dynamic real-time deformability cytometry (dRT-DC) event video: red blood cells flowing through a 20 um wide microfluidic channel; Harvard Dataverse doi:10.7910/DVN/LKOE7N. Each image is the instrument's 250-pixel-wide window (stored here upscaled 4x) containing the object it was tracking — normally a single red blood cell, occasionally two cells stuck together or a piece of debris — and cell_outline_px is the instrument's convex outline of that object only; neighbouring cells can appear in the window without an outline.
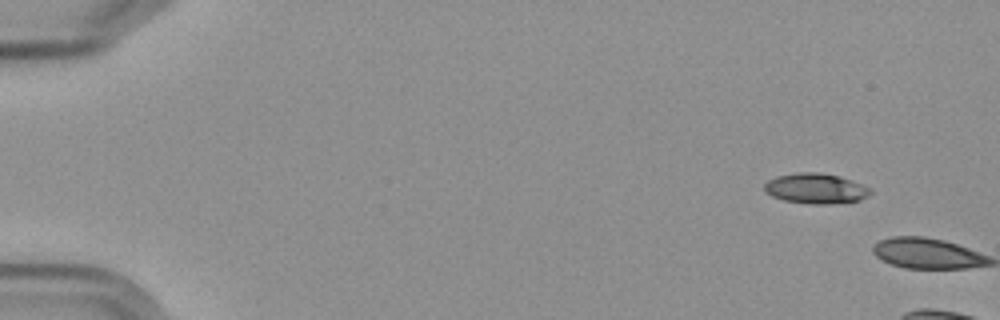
{"species": "Egyptian fruit bat (a non-hibernating species)", "species_latin": "Rousettus aegyptiacus", "temperature_condition": "cold", "stored_images_in_passage": 2, "camera_frame_rate_fps": 3000, "um_per_image_px": 0.085, "frame": {"image": 1, "passage_image": 1, "time_ms": 0.0, "image_size_px": [1000, 320], "cell_outline_px": [[872, 192], [868, 196], [860, 200], [828, 204], [812, 204], [784, 200], [772, 196], [764, 192], [764, 184], [768, 180], [776, 176], [800, 172], [816, 172], [836, 176], [860, 184], [868, 188]], "centroid_in_image_um": [69.28, 16.03], "position_along_channel_um": 15.7, "area_um2": 18.38}}